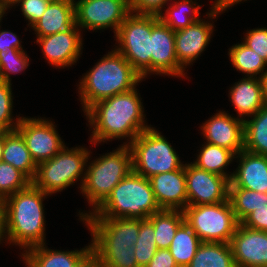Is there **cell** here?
<instances>
[{
  "label": "cell",
  "instance_id": "cell-1",
  "mask_svg": "<svg viewBox=\"0 0 267 267\" xmlns=\"http://www.w3.org/2000/svg\"><path fill=\"white\" fill-rule=\"evenodd\" d=\"M139 95L135 87L93 104L84 113L92 129L90 142L99 144L128 137L129 142H124V145H129L140 133L150 128L151 125L145 123Z\"/></svg>",
  "mask_w": 267,
  "mask_h": 267
},
{
  "label": "cell",
  "instance_id": "cell-2",
  "mask_svg": "<svg viewBox=\"0 0 267 267\" xmlns=\"http://www.w3.org/2000/svg\"><path fill=\"white\" fill-rule=\"evenodd\" d=\"M46 196L49 195L31 182L3 200L4 241L26 250L46 244L43 207Z\"/></svg>",
  "mask_w": 267,
  "mask_h": 267
},
{
  "label": "cell",
  "instance_id": "cell-3",
  "mask_svg": "<svg viewBox=\"0 0 267 267\" xmlns=\"http://www.w3.org/2000/svg\"><path fill=\"white\" fill-rule=\"evenodd\" d=\"M79 83V98L85 113L93 104L130 91L143 81L141 75L115 49L104 55Z\"/></svg>",
  "mask_w": 267,
  "mask_h": 267
},
{
  "label": "cell",
  "instance_id": "cell-4",
  "mask_svg": "<svg viewBox=\"0 0 267 267\" xmlns=\"http://www.w3.org/2000/svg\"><path fill=\"white\" fill-rule=\"evenodd\" d=\"M150 180L133 170L112 190L107 199L94 211L79 213L83 218L148 219L160 211Z\"/></svg>",
  "mask_w": 267,
  "mask_h": 267
},
{
  "label": "cell",
  "instance_id": "cell-5",
  "mask_svg": "<svg viewBox=\"0 0 267 267\" xmlns=\"http://www.w3.org/2000/svg\"><path fill=\"white\" fill-rule=\"evenodd\" d=\"M86 166L85 179L79 187L94 212L111 194L113 188L132 170V152L122 145L110 153L96 158Z\"/></svg>",
  "mask_w": 267,
  "mask_h": 267
},
{
  "label": "cell",
  "instance_id": "cell-6",
  "mask_svg": "<svg viewBox=\"0 0 267 267\" xmlns=\"http://www.w3.org/2000/svg\"><path fill=\"white\" fill-rule=\"evenodd\" d=\"M159 20L158 15L130 13L114 35L119 43L115 50L144 79L151 73V32Z\"/></svg>",
  "mask_w": 267,
  "mask_h": 267
},
{
  "label": "cell",
  "instance_id": "cell-7",
  "mask_svg": "<svg viewBox=\"0 0 267 267\" xmlns=\"http://www.w3.org/2000/svg\"><path fill=\"white\" fill-rule=\"evenodd\" d=\"M86 149L80 146L68 149L65 145L53 158L37 165L32 183L44 193L52 195L74 185L73 183L82 176V187L86 172L84 170L90 158V152Z\"/></svg>",
  "mask_w": 267,
  "mask_h": 267
},
{
  "label": "cell",
  "instance_id": "cell-8",
  "mask_svg": "<svg viewBox=\"0 0 267 267\" xmlns=\"http://www.w3.org/2000/svg\"><path fill=\"white\" fill-rule=\"evenodd\" d=\"M133 171L147 179L154 175L181 169L179 155L154 127L140 133L130 144Z\"/></svg>",
  "mask_w": 267,
  "mask_h": 267
},
{
  "label": "cell",
  "instance_id": "cell-9",
  "mask_svg": "<svg viewBox=\"0 0 267 267\" xmlns=\"http://www.w3.org/2000/svg\"><path fill=\"white\" fill-rule=\"evenodd\" d=\"M183 212L186 223L202 242L230 243L239 224L229 200L187 205Z\"/></svg>",
  "mask_w": 267,
  "mask_h": 267
},
{
  "label": "cell",
  "instance_id": "cell-10",
  "mask_svg": "<svg viewBox=\"0 0 267 267\" xmlns=\"http://www.w3.org/2000/svg\"><path fill=\"white\" fill-rule=\"evenodd\" d=\"M75 25L80 29L111 28L114 34L131 13L129 0H75Z\"/></svg>",
  "mask_w": 267,
  "mask_h": 267
},
{
  "label": "cell",
  "instance_id": "cell-11",
  "mask_svg": "<svg viewBox=\"0 0 267 267\" xmlns=\"http://www.w3.org/2000/svg\"><path fill=\"white\" fill-rule=\"evenodd\" d=\"M91 232L92 249H129L138 239L140 219L83 218Z\"/></svg>",
  "mask_w": 267,
  "mask_h": 267
},
{
  "label": "cell",
  "instance_id": "cell-12",
  "mask_svg": "<svg viewBox=\"0 0 267 267\" xmlns=\"http://www.w3.org/2000/svg\"><path fill=\"white\" fill-rule=\"evenodd\" d=\"M54 123L41 117H22L16 128L37 165L53 158L65 147Z\"/></svg>",
  "mask_w": 267,
  "mask_h": 267
},
{
  "label": "cell",
  "instance_id": "cell-13",
  "mask_svg": "<svg viewBox=\"0 0 267 267\" xmlns=\"http://www.w3.org/2000/svg\"><path fill=\"white\" fill-rule=\"evenodd\" d=\"M187 205L215 204L229 200L227 177L185 163Z\"/></svg>",
  "mask_w": 267,
  "mask_h": 267
},
{
  "label": "cell",
  "instance_id": "cell-14",
  "mask_svg": "<svg viewBox=\"0 0 267 267\" xmlns=\"http://www.w3.org/2000/svg\"><path fill=\"white\" fill-rule=\"evenodd\" d=\"M80 33V28L74 24L68 30L37 37L36 43L41 46L42 53L50 65L72 67L82 54L83 40Z\"/></svg>",
  "mask_w": 267,
  "mask_h": 267
},
{
  "label": "cell",
  "instance_id": "cell-15",
  "mask_svg": "<svg viewBox=\"0 0 267 267\" xmlns=\"http://www.w3.org/2000/svg\"><path fill=\"white\" fill-rule=\"evenodd\" d=\"M151 74L186 77L175 53V31L159 20L151 32Z\"/></svg>",
  "mask_w": 267,
  "mask_h": 267
},
{
  "label": "cell",
  "instance_id": "cell-16",
  "mask_svg": "<svg viewBox=\"0 0 267 267\" xmlns=\"http://www.w3.org/2000/svg\"><path fill=\"white\" fill-rule=\"evenodd\" d=\"M206 143L229 149L238 155L244 149V120L218 111L202 124Z\"/></svg>",
  "mask_w": 267,
  "mask_h": 267
},
{
  "label": "cell",
  "instance_id": "cell-17",
  "mask_svg": "<svg viewBox=\"0 0 267 267\" xmlns=\"http://www.w3.org/2000/svg\"><path fill=\"white\" fill-rule=\"evenodd\" d=\"M230 245L236 267H267V232L239 223Z\"/></svg>",
  "mask_w": 267,
  "mask_h": 267
},
{
  "label": "cell",
  "instance_id": "cell-18",
  "mask_svg": "<svg viewBox=\"0 0 267 267\" xmlns=\"http://www.w3.org/2000/svg\"><path fill=\"white\" fill-rule=\"evenodd\" d=\"M229 201L238 223L267 232V193L229 188Z\"/></svg>",
  "mask_w": 267,
  "mask_h": 267
},
{
  "label": "cell",
  "instance_id": "cell-19",
  "mask_svg": "<svg viewBox=\"0 0 267 267\" xmlns=\"http://www.w3.org/2000/svg\"><path fill=\"white\" fill-rule=\"evenodd\" d=\"M203 20L200 19L186 28L175 31V53L183 69L196 61L212 38L214 25L208 20Z\"/></svg>",
  "mask_w": 267,
  "mask_h": 267
},
{
  "label": "cell",
  "instance_id": "cell-20",
  "mask_svg": "<svg viewBox=\"0 0 267 267\" xmlns=\"http://www.w3.org/2000/svg\"><path fill=\"white\" fill-rule=\"evenodd\" d=\"M160 209L181 210L187 206L185 165L178 170L149 178Z\"/></svg>",
  "mask_w": 267,
  "mask_h": 267
},
{
  "label": "cell",
  "instance_id": "cell-21",
  "mask_svg": "<svg viewBox=\"0 0 267 267\" xmlns=\"http://www.w3.org/2000/svg\"><path fill=\"white\" fill-rule=\"evenodd\" d=\"M239 161L232 173L229 188H245L267 193V156L254 154L243 149L235 159Z\"/></svg>",
  "mask_w": 267,
  "mask_h": 267
},
{
  "label": "cell",
  "instance_id": "cell-22",
  "mask_svg": "<svg viewBox=\"0 0 267 267\" xmlns=\"http://www.w3.org/2000/svg\"><path fill=\"white\" fill-rule=\"evenodd\" d=\"M229 96L234 106V110L238 113V118L245 120L255 115L267 103L264 98L262 89V81L260 78L247 77L230 87ZM244 118V119H243Z\"/></svg>",
  "mask_w": 267,
  "mask_h": 267
},
{
  "label": "cell",
  "instance_id": "cell-23",
  "mask_svg": "<svg viewBox=\"0 0 267 267\" xmlns=\"http://www.w3.org/2000/svg\"><path fill=\"white\" fill-rule=\"evenodd\" d=\"M91 250V243L72 251L47 249L45 244H41L24 250L21 257L27 267H75Z\"/></svg>",
  "mask_w": 267,
  "mask_h": 267
},
{
  "label": "cell",
  "instance_id": "cell-24",
  "mask_svg": "<svg viewBox=\"0 0 267 267\" xmlns=\"http://www.w3.org/2000/svg\"><path fill=\"white\" fill-rule=\"evenodd\" d=\"M75 1L51 2L42 17L32 26L37 37L70 29L75 24Z\"/></svg>",
  "mask_w": 267,
  "mask_h": 267
},
{
  "label": "cell",
  "instance_id": "cell-25",
  "mask_svg": "<svg viewBox=\"0 0 267 267\" xmlns=\"http://www.w3.org/2000/svg\"><path fill=\"white\" fill-rule=\"evenodd\" d=\"M1 160L21 171L31 182L37 172V164L33 160L22 135L17 131H4V146Z\"/></svg>",
  "mask_w": 267,
  "mask_h": 267
},
{
  "label": "cell",
  "instance_id": "cell-26",
  "mask_svg": "<svg viewBox=\"0 0 267 267\" xmlns=\"http://www.w3.org/2000/svg\"><path fill=\"white\" fill-rule=\"evenodd\" d=\"M187 267H236L230 243L202 242Z\"/></svg>",
  "mask_w": 267,
  "mask_h": 267
},
{
  "label": "cell",
  "instance_id": "cell-27",
  "mask_svg": "<svg viewBox=\"0 0 267 267\" xmlns=\"http://www.w3.org/2000/svg\"><path fill=\"white\" fill-rule=\"evenodd\" d=\"M244 149L267 156V104L244 120Z\"/></svg>",
  "mask_w": 267,
  "mask_h": 267
},
{
  "label": "cell",
  "instance_id": "cell-28",
  "mask_svg": "<svg viewBox=\"0 0 267 267\" xmlns=\"http://www.w3.org/2000/svg\"><path fill=\"white\" fill-rule=\"evenodd\" d=\"M148 220L154 226L155 241L158 249H169L176 231L185 221V217L184 212L181 210L161 209L148 217Z\"/></svg>",
  "mask_w": 267,
  "mask_h": 267
},
{
  "label": "cell",
  "instance_id": "cell-29",
  "mask_svg": "<svg viewBox=\"0 0 267 267\" xmlns=\"http://www.w3.org/2000/svg\"><path fill=\"white\" fill-rule=\"evenodd\" d=\"M202 149H200L197 155L196 161L192 164L199 169L206 170L208 172L227 177L229 180L232 177V173L228 174L225 169L233 162L235 154L227 148L204 143Z\"/></svg>",
  "mask_w": 267,
  "mask_h": 267
},
{
  "label": "cell",
  "instance_id": "cell-30",
  "mask_svg": "<svg viewBox=\"0 0 267 267\" xmlns=\"http://www.w3.org/2000/svg\"><path fill=\"white\" fill-rule=\"evenodd\" d=\"M202 243L193 229L184 221L177 229L169 247L179 267H187L196 254L199 245Z\"/></svg>",
  "mask_w": 267,
  "mask_h": 267
},
{
  "label": "cell",
  "instance_id": "cell-31",
  "mask_svg": "<svg viewBox=\"0 0 267 267\" xmlns=\"http://www.w3.org/2000/svg\"><path fill=\"white\" fill-rule=\"evenodd\" d=\"M174 1V4L170 3L168 8L165 9V14H159L160 20L173 31L186 28L195 21H199L201 19L199 12L201 5H198V2L195 0H178L179 2L176 0Z\"/></svg>",
  "mask_w": 267,
  "mask_h": 267
},
{
  "label": "cell",
  "instance_id": "cell-32",
  "mask_svg": "<svg viewBox=\"0 0 267 267\" xmlns=\"http://www.w3.org/2000/svg\"><path fill=\"white\" fill-rule=\"evenodd\" d=\"M228 55L235 70L247 74V77L257 78L259 75L258 78H261L264 70H267V63L243 42L229 48Z\"/></svg>",
  "mask_w": 267,
  "mask_h": 267
},
{
  "label": "cell",
  "instance_id": "cell-33",
  "mask_svg": "<svg viewBox=\"0 0 267 267\" xmlns=\"http://www.w3.org/2000/svg\"><path fill=\"white\" fill-rule=\"evenodd\" d=\"M158 250L155 241L154 226L148 219H140L138 239L134 244V252L138 267H145Z\"/></svg>",
  "mask_w": 267,
  "mask_h": 267
},
{
  "label": "cell",
  "instance_id": "cell-34",
  "mask_svg": "<svg viewBox=\"0 0 267 267\" xmlns=\"http://www.w3.org/2000/svg\"><path fill=\"white\" fill-rule=\"evenodd\" d=\"M31 181L11 164L0 161V198L6 199L25 189Z\"/></svg>",
  "mask_w": 267,
  "mask_h": 267
},
{
  "label": "cell",
  "instance_id": "cell-35",
  "mask_svg": "<svg viewBox=\"0 0 267 267\" xmlns=\"http://www.w3.org/2000/svg\"><path fill=\"white\" fill-rule=\"evenodd\" d=\"M99 267H138L134 246L129 249H92Z\"/></svg>",
  "mask_w": 267,
  "mask_h": 267
},
{
  "label": "cell",
  "instance_id": "cell-36",
  "mask_svg": "<svg viewBox=\"0 0 267 267\" xmlns=\"http://www.w3.org/2000/svg\"><path fill=\"white\" fill-rule=\"evenodd\" d=\"M10 83L0 80V131L16 130L22 117H16L13 121V94Z\"/></svg>",
  "mask_w": 267,
  "mask_h": 267
},
{
  "label": "cell",
  "instance_id": "cell-37",
  "mask_svg": "<svg viewBox=\"0 0 267 267\" xmlns=\"http://www.w3.org/2000/svg\"><path fill=\"white\" fill-rule=\"evenodd\" d=\"M29 58L26 52H0V80L11 84V74H17L29 66Z\"/></svg>",
  "mask_w": 267,
  "mask_h": 267
},
{
  "label": "cell",
  "instance_id": "cell-38",
  "mask_svg": "<svg viewBox=\"0 0 267 267\" xmlns=\"http://www.w3.org/2000/svg\"><path fill=\"white\" fill-rule=\"evenodd\" d=\"M243 43L258 53L267 63V28L247 30Z\"/></svg>",
  "mask_w": 267,
  "mask_h": 267
},
{
  "label": "cell",
  "instance_id": "cell-39",
  "mask_svg": "<svg viewBox=\"0 0 267 267\" xmlns=\"http://www.w3.org/2000/svg\"><path fill=\"white\" fill-rule=\"evenodd\" d=\"M22 15L28 20V26H33L43 15L49 4L46 0H19Z\"/></svg>",
  "mask_w": 267,
  "mask_h": 267
},
{
  "label": "cell",
  "instance_id": "cell-40",
  "mask_svg": "<svg viewBox=\"0 0 267 267\" xmlns=\"http://www.w3.org/2000/svg\"><path fill=\"white\" fill-rule=\"evenodd\" d=\"M170 0H129L130 12L134 14L158 15ZM172 1V0H171Z\"/></svg>",
  "mask_w": 267,
  "mask_h": 267
},
{
  "label": "cell",
  "instance_id": "cell-41",
  "mask_svg": "<svg viewBox=\"0 0 267 267\" xmlns=\"http://www.w3.org/2000/svg\"><path fill=\"white\" fill-rule=\"evenodd\" d=\"M21 42L15 33L9 30H0V52H25Z\"/></svg>",
  "mask_w": 267,
  "mask_h": 267
},
{
  "label": "cell",
  "instance_id": "cell-42",
  "mask_svg": "<svg viewBox=\"0 0 267 267\" xmlns=\"http://www.w3.org/2000/svg\"><path fill=\"white\" fill-rule=\"evenodd\" d=\"M145 267H179L169 249H158Z\"/></svg>",
  "mask_w": 267,
  "mask_h": 267
},
{
  "label": "cell",
  "instance_id": "cell-43",
  "mask_svg": "<svg viewBox=\"0 0 267 267\" xmlns=\"http://www.w3.org/2000/svg\"><path fill=\"white\" fill-rule=\"evenodd\" d=\"M241 1L243 0H215L214 4H212L210 12H207L206 14L209 19L216 18L217 15L226 11L228 8H230V6H233Z\"/></svg>",
  "mask_w": 267,
  "mask_h": 267
},
{
  "label": "cell",
  "instance_id": "cell-44",
  "mask_svg": "<svg viewBox=\"0 0 267 267\" xmlns=\"http://www.w3.org/2000/svg\"><path fill=\"white\" fill-rule=\"evenodd\" d=\"M75 267H99L94 252L91 250Z\"/></svg>",
  "mask_w": 267,
  "mask_h": 267
},
{
  "label": "cell",
  "instance_id": "cell-45",
  "mask_svg": "<svg viewBox=\"0 0 267 267\" xmlns=\"http://www.w3.org/2000/svg\"><path fill=\"white\" fill-rule=\"evenodd\" d=\"M3 199L0 198V243L4 240Z\"/></svg>",
  "mask_w": 267,
  "mask_h": 267
},
{
  "label": "cell",
  "instance_id": "cell-46",
  "mask_svg": "<svg viewBox=\"0 0 267 267\" xmlns=\"http://www.w3.org/2000/svg\"><path fill=\"white\" fill-rule=\"evenodd\" d=\"M261 81H262V89L264 92V98L267 103V70L264 72V74L261 76Z\"/></svg>",
  "mask_w": 267,
  "mask_h": 267
},
{
  "label": "cell",
  "instance_id": "cell-47",
  "mask_svg": "<svg viewBox=\"0 0 267 267\" xmlns=\"http://www.w3.org/2000/svg\"><path fill=\"white\" fill-rule=\"evenodd\" d=\"M19 0H0V4L6 9L8 10L10 7H12L13 5L16 6L15 4H17Z\"/></svg>",
  "mask_w": 267,
  "mask_h": 267
},
{
  "label": "cell",
  "instance_id": "cell-48",
  "mask_svg": "<svg viewBox=\"0 0 267 267\" xmlns=\"http://www.w3.org/2000/svg\"><path fill=\"white\" fill-rule=\"evenodd\" d=\"M3 146H4V131H0V161L2 158Z\"/></svg>",
  "mask_w": 267,
  "mask_h": 267
},
{
  "label": "cell",
  "instance_id": "cell-49",
  "mask_svg": "<svg viewBox=\"0 0 267 267\" xmlns=\"http://www.w3.org/2000/svg\"><path fill=\"white\" fill-rule=\"evenodd\" d=\"M7 10L0 4V23L3 20L2 18L4 17V14H6Z\"/></svg>",
  "mask_w": 267,
  "mask_h": 267
},
{
  "label": "cell",
  "instance_id": "cell-50",
  "mask_svg": "<svg viewBox=\"0 0 267 267\" xmlns=\"http://www.w3.org/2000/svg\"><path fill=\"white\" fill-rule=\"evenodd\" d=\"M46 1H48L49 3H51V2H61V1H65V0H46Z\"/></svg>",
  "mask_w": 267,
  "mask_h": 267
}]
</instances>
